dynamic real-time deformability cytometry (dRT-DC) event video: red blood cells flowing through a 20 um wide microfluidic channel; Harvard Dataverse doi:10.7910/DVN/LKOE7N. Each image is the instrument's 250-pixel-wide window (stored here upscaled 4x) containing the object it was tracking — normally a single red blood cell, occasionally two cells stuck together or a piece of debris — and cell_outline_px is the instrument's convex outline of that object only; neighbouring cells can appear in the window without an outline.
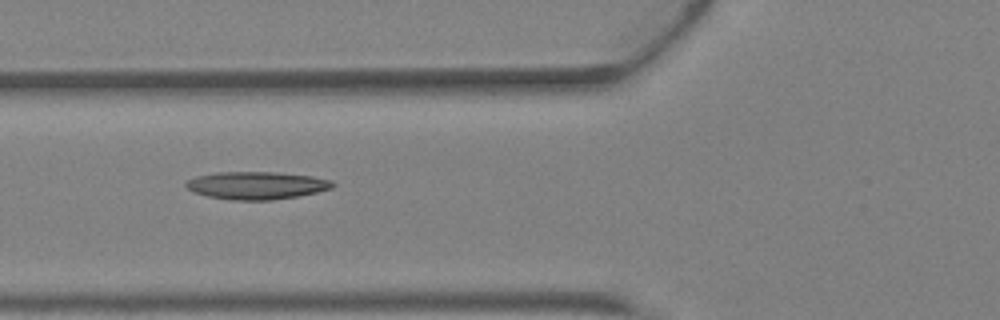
{"species": "Egyptian fruit bat (a non-hibernating species)", "species_latin": "Rousettus aegyptiacus", "temperature_condition": "warm", "stored_images_in_passage": 6, "camera_frame_rate_fps": 3000, "um_per_image_px": 0.085, "animal": {"sex": "female"}, "frame": {"image": 1, "passage_image": 6, "time_ms": 1.667, "image_size_px": [1000, 320], "cell_outline_px": [[336, 184], [332, 188], [316, 192], [296, 196], [272, 200], [232, 200], [208, 196], [192, 192], [184, 184], [188, 180], [196, 176], [216, 172], [276, 172], [312, 176], [332, 180]], "centroid_in_image_um": [21.8, 15.75], "position_along_channel_um": 104.0, "area_um2": 23.64}}